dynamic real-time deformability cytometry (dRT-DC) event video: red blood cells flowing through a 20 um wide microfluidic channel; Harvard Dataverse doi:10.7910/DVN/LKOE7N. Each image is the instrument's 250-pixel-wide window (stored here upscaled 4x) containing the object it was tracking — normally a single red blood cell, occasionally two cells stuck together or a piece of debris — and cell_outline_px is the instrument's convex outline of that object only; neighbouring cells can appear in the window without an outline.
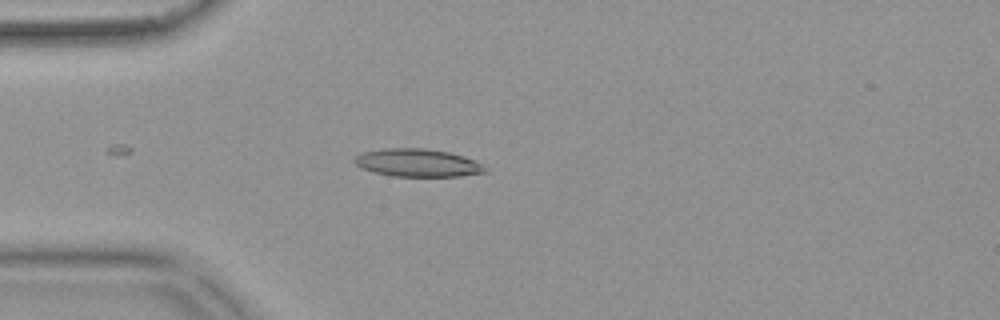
{"species": "common noctule bat (a hibernating species)", "species_latin": "Nyctalus noctula", "temperature_condition": "warm", "stored_images_in_passage": 25, "camera_frame_rate_fps": 3000, "um_per_image_px": 0.085, "animal": {"sex": "female", "body_mass_g": 18.4}, "frame": {"image": 1, "passage_image": 14, "time_ms": 4.333, "image_size_px": [1000, 320], "cell_outline_px": [[488, 172], [460, 176], [392, 176], [376, 172], [364, 168], [356, 164], [352, 160], [360, 152], [384, 148], [424, 148], [448, 152], [464, 156], [476, 160], [488, 168]], "centroid_in_image_um": [35.53, 13.83], "position_along_channel_um": 49.5, "area_um2": 21.27}}